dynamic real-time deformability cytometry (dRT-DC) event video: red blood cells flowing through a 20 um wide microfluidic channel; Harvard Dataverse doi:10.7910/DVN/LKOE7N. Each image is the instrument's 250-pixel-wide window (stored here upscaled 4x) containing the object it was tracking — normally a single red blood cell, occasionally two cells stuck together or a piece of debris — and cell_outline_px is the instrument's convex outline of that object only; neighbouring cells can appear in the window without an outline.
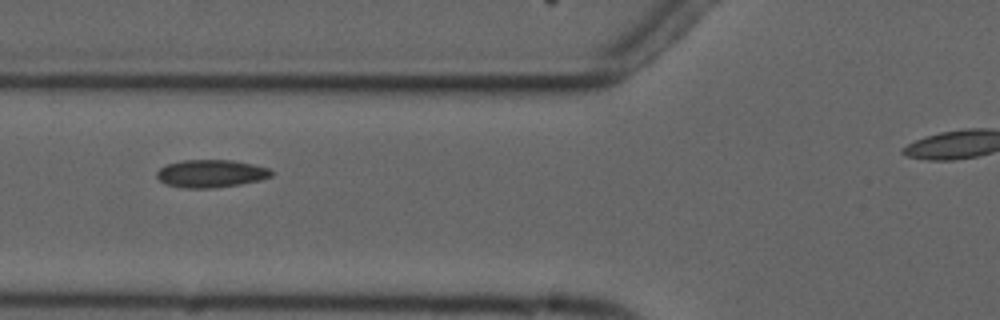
{"species": "common noctule bat (a hibernating species)", "species_latin": "Nyctalus noctula", "temperature_condition": "cold", "stored_images_in_passage": 8, "camera_frame_rate_fps": 3000, "um_per_image_px": 0.085, "animal": {"sex": "male", "forearm_length_mm": 52.5}, "frame": {"image": 1, "passage_image": 3, "time_ms": 3.333, "image_size_px": [1000, 320], "cell_outline_px": [[276, 172], [272, 176], [260, 180], [240, 184], [212, 188], [184, 188], [164, 184], [156, 176], [156, 172], [160, 168], [168, 164], [184, 160], [232, 160], [252, 164], [268, 168]], "centroid_in_image_um": [17.94, 14.76], "position_along_channel_um": 107.9, "area_um2": 18.55}}
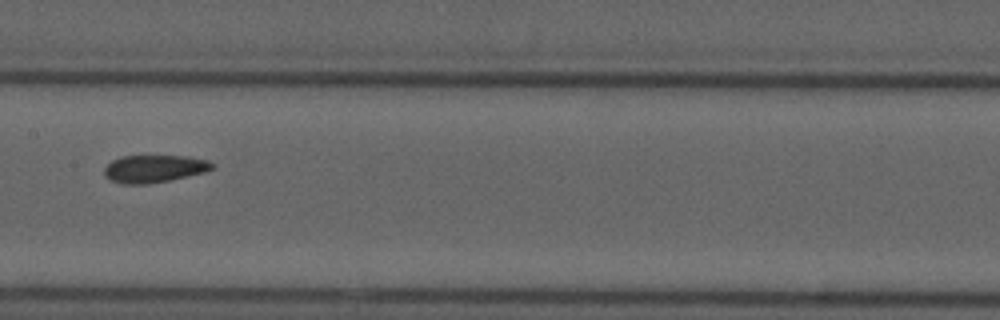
{"frame": {"image": 2, "passage_image": 5, "time_ms": 5.667, "image_size_px": [1000, 320], "cell_outline_px": [[216, 164], [212, 168], [204, 172], [168, 180], [148, 184], [120, 184], [108, 180], [104, 176], [104, 168], [112, 160], [120, 156], [188, 156], [208, 160]], "centroid_in_image_um": [13.06, 14.34], "position_along_channel_um": 194.3, "area_um2": 17.4}}
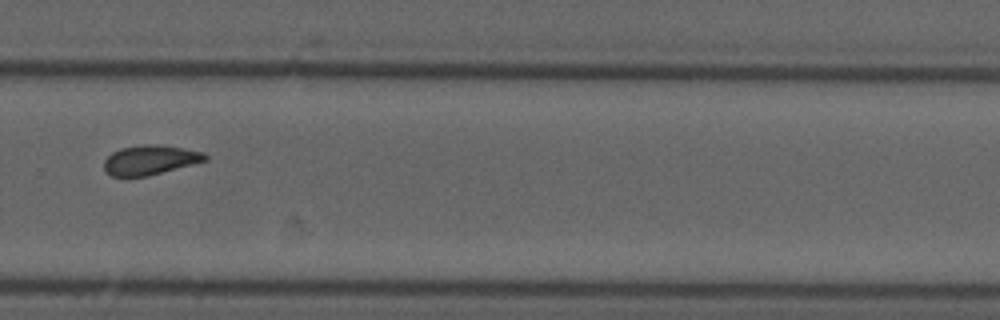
{"frame": {"image": 3, "passage_image": 8, "time_ms": 9.0, "image_size_px": [1000, 320], "cell_outline_px": [[208, 160], [148, 176], [112, 176], [104, 168], [104, 160], [112, 152], [120, 148], [144, 144], [156, 144], [204, 152], [208, 156]], "centroid_in_image_um": [12.76, 13.59], "position_along_channel_um": 317.0, "area_um2": 17.28}}